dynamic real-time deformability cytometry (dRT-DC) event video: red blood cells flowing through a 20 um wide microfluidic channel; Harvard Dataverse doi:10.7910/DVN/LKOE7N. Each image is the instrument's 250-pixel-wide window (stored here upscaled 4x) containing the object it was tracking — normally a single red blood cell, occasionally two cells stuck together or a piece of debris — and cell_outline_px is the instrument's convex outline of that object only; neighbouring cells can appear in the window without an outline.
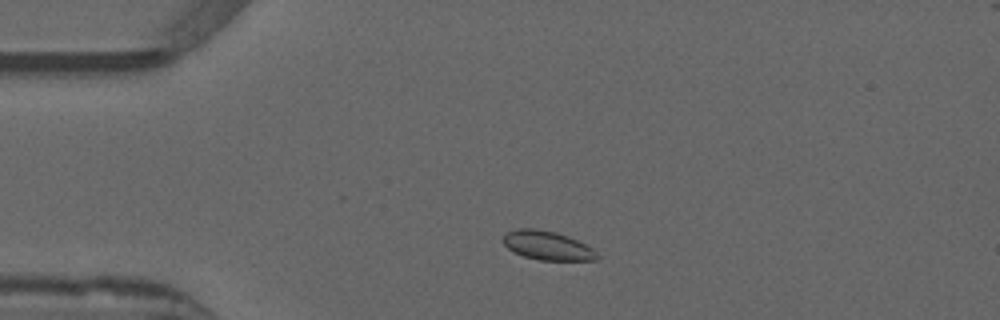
{"species": "common noctule bat (a hibernating species)", "species_latin": "Nyctalus noctula", "temperature_condition": "warm", "stored_images_in_passage": 43, "camera_frame_rate_fps": 3000, "um_per_image_px": 0.085, "animal": {"sex": "male", "forearm_length_mm": 52.5}, "frame": {"image": 1, "passage_image": 2, "time_ms": 0.333, "image_size_px": [1000, 320], "cell_outline_px": [[600, 256], [596, 260], [540, 260], [524, 256], [508, 248], [500, 240], [504, 232], [516, 228], [536, 228], [556, 232], [568, 236], [592, 248]], "centroid_in_image_um": [46.48, 20.85], "position_along_channel_um": 38.5, "area_um2": 15.95}}
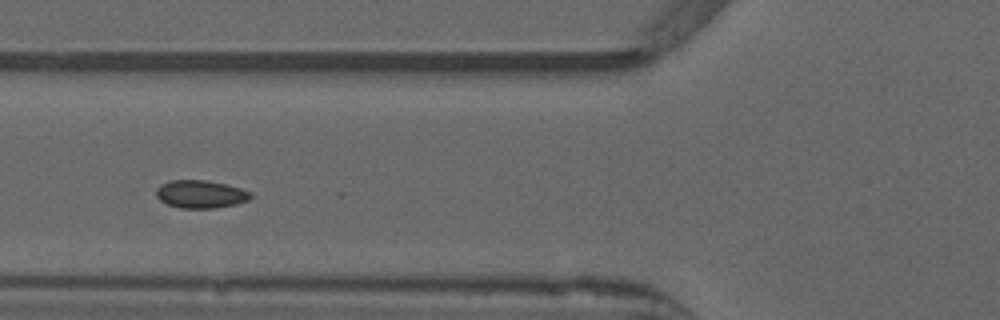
{"frame": {"image": 2, "passage_image": 10, "time_ms": 3.0, "image_size_px": [1000, 320], "cell_outline_px": [[252, 196], [248, 200], [236, 204], [216, 208], [180, 208], [168, 204], [160, 200], [156, 196], [156, 188], [160, 184], [168, 180], [204, 180], [224, 184], [240, 188], [252, 192]], "centroid_in_image_um": [17.03, 16.5], "position_along_channel_um": 108.8, "area_um2": 15.37}}
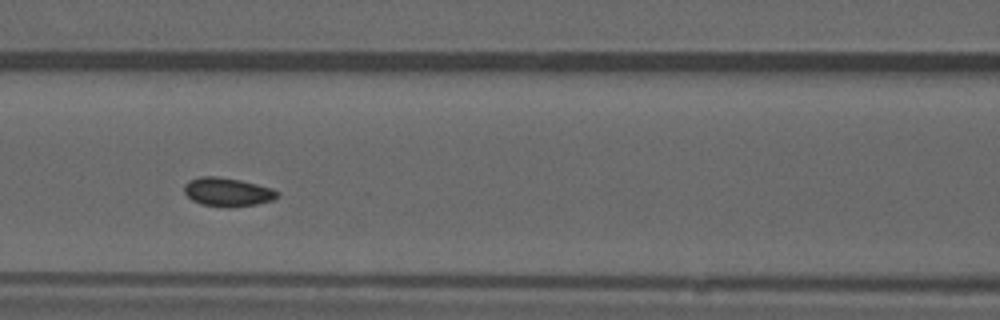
{"frame": {"image": 3, "passage_image": 13, "time_ms": 4.0, "image_size_px": [1000, 320], "cell_outline_px": [[280, 196], [272, 200], [256, 204], [200, 204], [192, 200], [184, 192], [184, 184], [188, 180], [200, 176], [216, 176], [240, 180], [272, 188], [280, 192]], "centroid_in_image_um": [19.33, 16.26], "position_along_channel_um": 147.3, "area_um2": 14.91}}